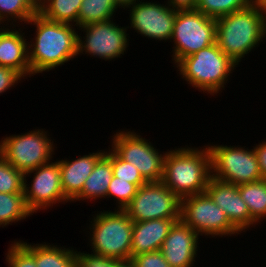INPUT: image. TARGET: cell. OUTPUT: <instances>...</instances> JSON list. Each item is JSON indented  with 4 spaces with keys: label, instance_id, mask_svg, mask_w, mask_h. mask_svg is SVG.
Masks as SVG:
<instances>
[{
    "label": "cell",
    "instance_id": "obj_11",
    "mask_svg": "<svg viewBox=\"0 0 266 267\" xmlns=\"http://www.w3.org/2000/svg\"><path fill=\"white\" fill-rule=\"evenodd\" d=\"M180 219L206 239L243 235L206 192L181 198Z\"/></svg>",
    "mask_w": 266,
    "mask_h": 267
},
{
    "label": "cell",
    "instance_id": "obj_18",
    "mask_svg": "<svg viewBox=\"0 0 266 267\" xmlns=\"http://www.w3.org/2000/svg\"><path fill=\"white\" fill-rule=\"evenodd\" d=\"M106 149L88 152V154L70 160L56 159L61 173V185L64 196L72 202L82 191L84 182L90 176L96 163L105 155Z\"/></svg>",
    "mask_w": 266,
    "mask_h": 267
},
{
    "label": "cell",
    "instance_id": "obj_36",
    "mask_svg": "<svg viewBox=\"0 0 266 267\" xmlns=\"http://www.w3.org/2000/svg\"><path fill=\"white\" fill-rule=\"evenodd\" d=\"M165 2L175 10H192V0H166Z\"/></svg>",
    "mask_w": 266,
    "mask_h": 267
},
{
    "label": "cell",
    "instance_id": "obj_38",
    "mask_svg": "<svg viewBox=\"0 0 266 267\" xmlns=\"http://www.w3.org/2000/svg\"><path fill=\"white\" fill-rule=\"evenodd\" d=\"M114 1L119 7V10L122 11V9L125 10L127 6L135 4L136 2H139L140 0H114Z\"/></svg>",
    "mask_w": 266,
    "mask_h": 267
},
{
    "label": "cell",
    "instance_id": "obj_33",
    "mask_svg": "<svg viewBox=\"0 0 266 267\" xmlns=\"http://www.w3.org/2000/svg\"><path fill=\"white\" fill-rule=\"evenodd\" d=\"M132 261L136 267H170L160 250L139 254Z\"/></svg>",
    "mask_w": 266,
    "mask_h": 267
},
{
    "label": "cell",
    "instance_id": "obj_34",
    "mask_svg": "<svg viewBox=\"0 0 266 267\" xmlns=\"http://www.w3.org/2000/svg\"><path fill=\"white\" fill-rule=\"evenodd\" d=\"M111 261L102 255L77 250V267H110Z\"/></svg>",
    "mask_w": 266,
    "mask_h": 267
},
{
    "label": "cell",
    "instance_id": "obj_40",
    "mask_svg": "<svg viewBox=\"0 0 266 267\" xmlns=\"http://www.w3.org/2000/svg\"><path fill=\"white\" fill-rule=\"evenodd\" d=\"M203 0H192V9H196Z\"/></svg>",
    "mask_w": 266,
    "mask_h": 267
},
{
    "label": "cell",
    "instance_id": "obj_29",
    "mask_svg": "<svg viewBox=\"0 0 266 267\" xmlns=\"http://www.w3.org/2000/svg\"><path fill=\"white\" fill-rule=\"evenodd\" d=\"M251 4L252 0H203L196 9L216 19L242 10Z\"/></svg>",
    "mask_w": 266,
    "mask_h": 267
},
{
    "label": "cell",
    "instance_id": "obj_4",
    "mask_svg": "<svg viewBox=\"0 0 266 267\" xmlns=\"http://www.w3.org/2000/svg\"><path fill=\"white\" fill-rule=\"evenodd\" d=\"M173 67L188 86L212 97L221 95L239 66L214 43L180 59Z\"/></svg>",
    "mask_w": 266,
    "mask_h": 267
},
{
    "label": "cell",
    "instance_id": "obj_23",
    "mask_svg": "<svg viewBox=\"0 0 266 267\" xmlns=\"http://www.w3.org/2000/svg\"><path fill=\"white\" fill-rule=\"evenodd\" d=\"M37 12L38 0H0V26L25 25Z\"/></svg>",
    "mask_w": 266,
    "mask_h": 267
},
{
    "label": "cell",
    "instance_id": "obj_2",
    "mask_svg": "<svg viewBox=\"0 0 266 267\" xmlns=\"http://www.w3.org/2000/svg\"><path fill=\"white\" fill-rule=\"evenodd\" d=\"M211 177V154L208 146H175L167 150L162 182L180 199L206 191Z\"/></svg>",
    "mask_w": 266,
    "mask_h": 267
},
{
    "label": "cell",
    "instance_id": "obj_37",
    "mask_svg": "<svg viewBox=\"0 0 266 267\" xmlns=\"http://www.w3.org/2000/svg\"><path fill=\"white\" fill-rule=\"evenodd\" d=\"M110 267H136L132 259L127 260H112Z\"/></svg>",
    "mask_w": 266,
    "mask_h": 267
},
{
    "label": "cell",
    "instance_id": "obj_10",
    "mask_svg": "<svg viewBox=\"0 0 266 267\" xmlns=\"http://www.w3.org/2000/svg\"><path fill=\"white\" fill-rule=\"evenodd\" d=\"M119 25L113 18L78 27V57L87 54L109 62L123 58L128 52L130 37L127 26Z\"/></svg>",
    "mask_w": 266,
    "mask_h": 267
},
{
    "label": "cell",
    "instance_id": "obj_17",
    "mask_svg": "<svg viewBox=\"0 0 266 267\" xmlns=\"http://www.w3.org/2000/svg\"><path fill=\"white\" fill-rule=\"evenodd\" d=\"M23 30L24 26H0V66L13 68L28 79L32 77L28 31Z\"/></svg>",
    "mask_w": 266,
    "mask_h": 267
},
{
    "label": "cell",
    "instance_id": "obj_19",
    "mask_svg": "<svg viewBox=\"0 0 266 267\" xmlns=\"http://www.w3.org/2000/svg\"><path fill=\"white\" fill-rule=\"evenodd\" d=\"M180 218L133 222L131 259L142 253L158 251L171 227Z\"/></svg>",
    "mask_w": 266,
    "mask_h": 267
},
{
    "label": "cell",
    "instance_id": "obj_14",
    "mask_svg": "<svg viewBox=\"0 0 266 267\" xmlns=\"http://www.w3.org/2000/svg\"><path fill=\"white\" fill-rule=\"evenodd\" d=\"M163 3L142 0L127 6L125 8L127 10H124L126 14L128 11L129 15L127 29L134 30L142 38L155 40L156 43L157 40L169 43L173 34L177 10L170 7L165 0Z\"/></svg>",
    "mask_w": 266,
    "mask_h": 267
},
{
    "label": "cell",
    "instance_id": "obj_1",
    "mask_svg": "<svg viewBox=\"0 0 266 267\" xmlns=\"http://www.w3.org/2000/svg\"><path fill=\"white\" fill-rule=\"evenodd\" d=\"M35 29L28 37L32 76L54 71L70 60L78 59V27L46 19L38 12L24 25ZM34 26V27H33Z\"/></svg>",
    "mask_w": 266,
    "mask_h": 267
},
{
    "label": "cell",
    "instance_id": "obj_30",
    "mask_svg": "<svg viewBox=\"0 0 266 267\" xmlns=\"http://www.w3.org/2000/svg\"><path fill=\"white\" fill-rule=\"evenodd\" d=\"M24 174L0 155V192L24 193Z\"/></svg>",
    "mask_w": 266,
    "mask_h": 267
},
{
    "label": "cell",
    "instance_id": "obj_3",
    "mask_svg": "<svg viewBox=\"0 0 266 267\" xmlns=\"http://www.w3.org/2000/svg\"><path fill=\"white\" fill-rule=\"evenodd\" d=\"M265 41L266 15L253 3L216 18V44L238 66Z\"/></svg>",
    "mask_w": 266,
    "mask_h": 267
},
{
    "label": "cell",
    "instance_id": "obj_13",
    "mask_svg": "<svg viewBox=\"0 0 266 267\" xmlns=\"http://www.w3.org/2000/svg\"><path fill=\"white\" fill-rule=\"evenodd\" d=\"M181 199L162 181L147 182L138 187L136 195L124 211L133 222L180 218Z\"/></svg>",
    "mask_w": 266,
    "mask_h": 267
},
{
    "label": "cell",
    "instance_id": "obj_20",
    "mask_svg": "<svg viewBox=\"0 0 266 267\" xmlns=\"http://www.w3.org/2000/svg\"><path fill=\"white\" fill-rule=\"evenodd\" d=\"M113 178L111 161L104 155L95 165L94 170L86 179L80 194L71 202H92L107 199V190ZM87 200V201H86Z\"/></svg>",
    "mask_w": 266,
    "mask_h": 267
},
{
    "label": "cell",
    "instance_id": "obj_28",
    "mask_svg": "<svg viewBox=\"0 0 266 267\" xmlns=\"http://www.w3.org/2000/svg\"><path fill=\"white\" fill-rule=\"evenodd\" d=\"M105 156L112 163L113 176L119 178V180L133 183L137 187L147 183L134 165L122 160L109 146L105 151Z\"/></svg>",
    "mask_w": 266,
    "mask_h": 267
},
{
    "label": "cell",
    "instance_id": "obj_15",
    "mask_svg": "<svg viewBox=\"0 0 266 267\" xmlns=\"http://www.w3.org/2000/svg\"><path fill=\"white\" fill-rule=\"evenodd\" d=\"M205 192L226 213L230 223L240 233L244 234L259 226L250 217V211L239 193L238 186L210 177Z\"/></svg>",
    "mask_w": 266,
    "mask_h": 267
},
{
    "label": "cell",
    "instance_id": "obj_31",
    "mask_svg": "<svg viewBox=\"0 0 266 267\" xmlns=\"http://www.w3.org/2000/svg\"><path fill=\"white\" fill-rule=\"evenodd\" d=\"M138 187L130 182L119 180V178L113 176L108 190L107 200H114L116 204L115 209L124 210L125 207L131 202L136 195Z\"/></svg>",
    "mask_w": 266,
    "mask_h": 267
},
{
    "label": "cell",
    "instance_id": "obj_39",
    "mask_svg": "<svg viewBox=\"0 0 266 267\" xmlns=\"http://www.w3.org/2000/svg\"><path fill=\"white\" fill-rule=\"evenodd\" d=\"M252 3L266 15V0H252Z\"/></svg>",
    "mask_w": 266,
    "mask_h": 267
},
{
    "label": "cell",
    "instance_id": "obj_27",
    "mask_svg": "<svg viewBox=\"0 0 266 267\" xmlns=\"http://www.w3.org/2000/svg\"><path fill=\"white\" fill-rule=\"evenodd\" d=\"M5 253L7 267H37L35 262V243L13 240Z\"/></svg>",
    "mask_w": 266,
    "mask_h": 267
},
{
    "label": "cell",
    "instance_id": "obj_26",
    "mask_svg": "<svg viewBox=\"0 0 266 267\" xmlns=\"http://www.w3.org/2000/svg\"><path fill=\"white\" fill-rule=\"evenodd\" d=\"M114 0H82L78 12V27L95 22L111 20L118 11Z\"/></svg>",
    "mask_w": 266,
    "mask_h": 267
},
{
    "label": "cell",
    "instance_id": "obj_9",
    "mask_svg": "<svg viewBox=\"0 0 266 267\" xmlns=\"http://www.w3.org/2000/svg\"><path fill=\"white\" fill-rule=\"evenodd\" d=\"M211 154V177L236 186L263 179L254 147L206 144Z\"/></svg>",
    "mask_w": 266,
    "mask_h": 267
},
{
    "label": "cell",
    "instance_id": "obj_32",
    "mask_svg": "<svg viewBox=\"0 0 266 267\" xmlns=\"http://www.w3.org/2000/svg\"><path fill=\"white\" fill-rule=\"evenodd\" d=\"M26 79L15 69L0 66V96Z\"/></svg>",
    "mask_w": 266,
    "mask_h": 267
},
{
    "label": "cell",
    "instance_id": "obj_8",
    "mask_svg": "<svg viewBox=\"0 0 266 267\" xmlns=\"http://www.w3.org/2000/svg\"><path fill=\"white\" fill-rule=\"evenodd\" d=\"M171 63L216 43V19L197 9L177 10L173 34Z\"/></svg>",
    "mask_w": 266,
    "mask_h": 267
},
{
    "label": "cell",
    "instance_id": "obj_5",
    "mask_svg": "<svg viewBox=\"0 0 266 267\" xmlns=\"http://www.w3.org/2000/svg\"><path fill=\"white\" fill-rule=\"evenodd\" d=\"M92 213H95L93 218L88 220L90 223H86L83 230L88 235L90 252L111 260L131 259L133 221L128 214L119 209H102Z\"/></svg>",
    "mask_w": 266,
    "mask_h": 267
},
{
    "label": "cell",
    "instance_id": "obj_35",
    "mask_svg": "<svg viewBox=\"0 0 266 267\" xmlns=\"http://www.w3.org/2000/svg\"><path fill=\"white\" fill-rule=\"evenodd\" d=\"M251 147H254L262 177L266 179V139L264 138L263 141L261 140Z\"/></svg>",
    "mask_w": 266,
    "mask_h": 267
},
{
    "label": "cell",
    "instance_id": "obj_22",
    "mask_svg": "<svg viewBox=\"0 0 266 267\" xmlns=\"http://www.w3.org/2000/svg\"><path fill=\"white\" fill-rule=\"evenodd\" d=\"M82 0H38V13L48 20L78 27Z\"/></svg>",
    "mask_w": 266,
    "mask_h": 267
},
{
    "label": "cell",
    "instance_id": "obj_7",
    "mask_svg": "<svg viewBox=\"0 0 266 267\" xmlns=\"http://www.w3.org/2000/svg\"><path fill=\"white\" fill-rule=\"evenodd\" d=\"M131 129H118L110 136L111 149L124 161L134 165L147 182H159L164 172L167 151H159L150 139Z\"/></svg>",
    "mask_w": 266,
    "mask_h": 267
},
{
    "label": "cell",
    "instance_id": "obj_24",
    "mask_svg": "<svg viewBox=\"0 0 266 267\" xmlns=\"http://www.w3.org/2000/svg\"><path fill=\"white\" fill-rule=\"evenodd\" d=\"M239 193L248 206L250 217L259 225L266 221V179L238 185Z\"/></svg>",
    "mask_w": 266,
    "mask_h": 267
},
{
    "label": "cell",
    "instance_id": "obj_25",
    "mask_svg": "<svg viewBox=\"0 0 266 267\" xmlns=\"http://www.w3.org/2000/svg\"><path fill=\"white\" fill-rule=\"evenodd\" d=\"M32 215L26 206L24 193L0 192V228L17 224Z\"/></svg>",
    "mask_w": 266,
    "mask_h": 267
},
{
    "label": "cell",
    "instance_id": "obj_6",
    "mask_svg": "<svg viewBox=\"0 0 266 267\" xmlns=\"http://www.w3.org/2000/svg\"><path fill=\"white\" fill-rule=\"evenodd\" d=\"M45 130L34 127L25 133L5 135L0 140V155L23 174L48 164L56 154L57 144Z\"/></svg>",
    "mask_w": 266,
    "mask_h": 267
},
{
    "label": "cell",
    "instance_id": "obj_16",
    "mask_svg": "<svg viewBox=\"0 0 266 267\" xmlns=\"http://www.w3.org/2000/svg\"><path fill=\"white\" fill-rule=\"evenodd\" d=\"M200 238L202 237L197 232L180 219L171 227L160 251L170 267H195L198 265L196 260L200 259L199 242L203 243Z\"/></svg>",
    "mask_w": 266,
    "mask_h": 267
},
{
    "label": "cell",
    "instance_id": "obj_21",
    "mask_svg": "<svg viewBox=\"0 0 266 267\" xmlns=\"http://www.w3.org/2000/svg\"><path fill=\"white\" fill-rule=\"evenodd\" d=\"M66 247V248H65ZM37 267H77V249L54 243H35Z\"/></svg>",
    "mask_w": 266,
    "mask_h": 267
},
{
    "label": "cell",
    "instance_id": "obj_12",
    "mask_svg": "<svg viewBox=\"0 0 266 267\" xmlns=\"http://www.w3.org/2000/svg\"><path fill=\"white\" fill-rule=\"evenodd\" d=\"M29 177H32L31 182ZM23 192L26 206L32 214L41 210L47 212L55 206L60 207V204H71L64 196L59 163L54 158L48 164L24 173Z\"/></svg>",
    "mask_w": 266,
    "mask_h": 267
}]
</instances>
